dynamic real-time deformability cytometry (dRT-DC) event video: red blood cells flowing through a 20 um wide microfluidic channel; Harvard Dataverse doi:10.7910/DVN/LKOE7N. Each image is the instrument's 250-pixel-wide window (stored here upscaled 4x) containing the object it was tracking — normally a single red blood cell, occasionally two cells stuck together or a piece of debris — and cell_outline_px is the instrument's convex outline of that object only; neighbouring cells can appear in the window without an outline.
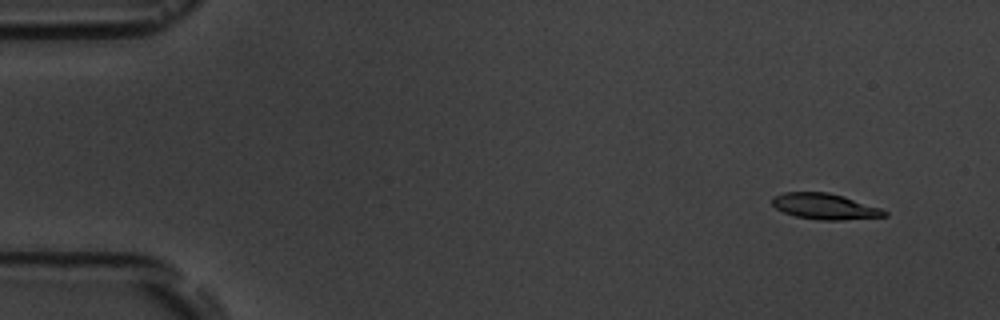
{"species": "common noctule bat (a hibernating species)", "species_latin": "Nyctalus noctula", "temperature_condition": "room temperature", "stored_images_in_passage": 3, "camera_frame_rate_fps": 3000, "um_per_image_px": 0.085, "animal": {"sex": "male", "body_mass_g": 19.5, "forearm_length_mm": 54.6}, "frame": {"image": 1, "passage_image": 1, "time_ms": 0.0, "image_size_px": [1000, 320], "cell_outline_px": [[888, 216], [840, 220], [820, 220], [796, 216], [784, 212], [776, 208], [772, 204], [772, 196], [784, 192], [828, 192], [844, 196], [880, 208], [888, 212]], "centroid_in_image_um": [70.1, 17.54], "position_along_channel_um": 14.9, "area_um2": 16.88}}